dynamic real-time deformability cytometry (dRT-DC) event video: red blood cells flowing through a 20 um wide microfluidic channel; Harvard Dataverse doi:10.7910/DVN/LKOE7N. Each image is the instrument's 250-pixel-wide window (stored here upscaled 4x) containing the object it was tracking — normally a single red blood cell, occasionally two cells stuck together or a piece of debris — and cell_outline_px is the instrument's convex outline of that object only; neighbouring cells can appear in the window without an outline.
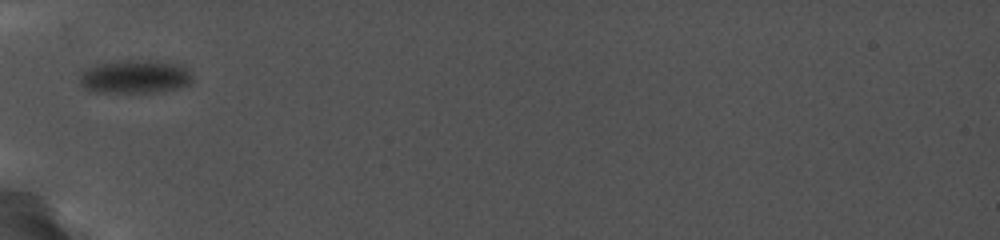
{"species": "common noctule bat (a hibernating species)", "species_latin": "Nyctalus noctula", "temperature_condition": "cold", "stored_images_in_passage": 50, "camera_frame_rate_fps": 5000, "um_per_image_px": 0.085, "animal": {"sex": "female", "body_mass_g": 19.0, "forearm_length_mm": 56.7}, "frame": {"image": 1, "passage_image": 1, "time_ms": 0.0, "image_size_px": [1000, 240], "cell_outline_px": [[188, 84], [176, 88], [152, 92], [116, 92], [88, 88], [80, 80], [84, 72], [88, 68], [96, 64], [112, 60], [160, 60], [172, 64], [180, 68], [188, 76]], "centroid_in_image_um": [11.41, 6.48], "position_along_channel_um": 73.6, "area_um2": 20.69}}
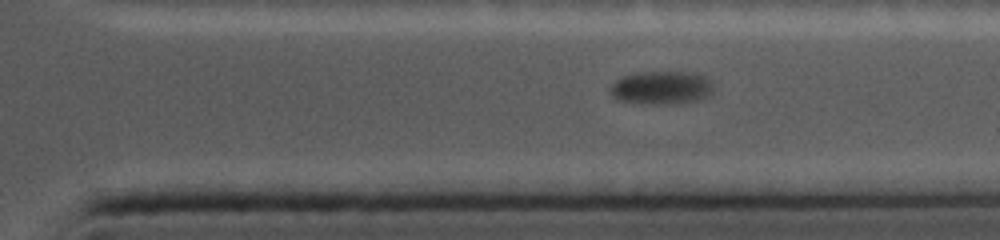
{"frame": {"image": 2, "passage_image": 39, "time_ms": 8.0, "image_size_px": [1000, 240], "cell_outline_px": [[708, 84], [704, 92], [696, 96], [676, 100], [624, 100], [616, 96], [612, 92], [612, 88], [616, 80], [624, 76], [648, 72], [676, 72], [692, 76], [704, 80]], "centroid_in_image_um": [55.96, 7.36], "position_along_channel_um": 355.4, "area_um2": 16.07}}
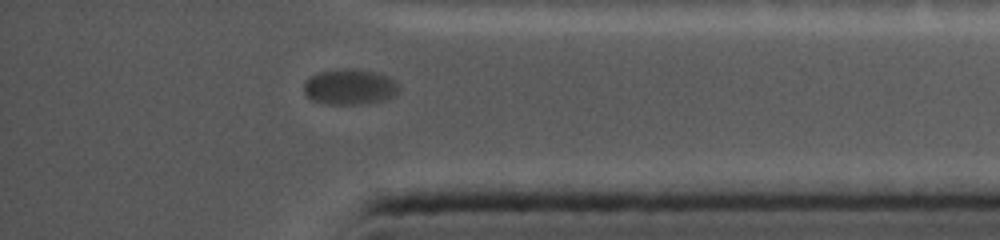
{"frame": {"image": 3, "passage_image": 44, "time_ms": 9.4, "image_size_px": [1000, 240], "cell_outline_px": [[392, 92], [388, 96], [376, 100], [352, 104], [316, 100], [308, 96], [304, 88], [308, 80], [312, 76], [324, 72], [368, 72], [384, 76], [392, 80]], "centroid_in_image_um": [29.61, 7.41], "position_along_channel_um": 405.6, "area_um2": 16.7}}